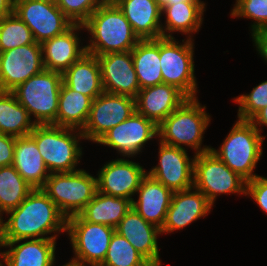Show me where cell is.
<instances>
[{
    "label": "cell",
    "mask_w": 267,
    "mask_h": 266,
    "mask_svg": "<svg viewBox=\"0 0 267 266\" xmlns=\"http://www.w3.org/2000/svg\"><path fill=\"white\" fill-rule=\"evenodd\" d=\"M6 214L7 221L0 219V241L57 239L55 233L66 232L67 218L41 188H34L17 208Z\"/></svg>",
    "instance_id": "cell-1"
},
{
    "label": "cell",
    "mask_w": 267,
    "mask_h": 266,
    "mask_svg": "<svg viewBox=\"0 0 267 266\" xmlns=\"http://www.w3.org/2000/svg\"><path fill=\"white\" fill-rule=\"evenodd\" d=\"M91 34L86 52L95 56L131 51L140 41L113 1L103 2L83 23Z\"/></svg>",
    "instance_id": "cell-2"
},
{
    "label": "cell",
    "mask_w": 267,
    "mask_h": 266,
    "mask_svg": "<svg viewBox=\"0 0 267 266\" xmlns=\"http://www.w3.org/2000/svg\"><path fill=\"white\" fill-rule=\"evenodd\" d=\"M205 109L197 97L186 99L158 125L159 140L182 149H185L183 146L190 147L196 151L195 155L210 151L209 146L201 147L203 134L211 120Z\"/></svg>",
    "instance_id": "cell-3"
},
{
    "label": "cell",
    "mask_w": 267,
    "mask_h": 266,
    "mask_svg": "<svg viewBox=\"0 0 267 266\" xmlns=\"http://www.w3.org/2000/svg\"><path fill=\"white\" fill-rule=\"evenodd\" d=\"M29 136L36 142L44 163L51 173L73 172L82 157L79 140L84 136L79 129L36 125Z\"/></svg>",
    "instance_id": "cell-4"
},
{
    "label": "cell",
    "mask_w": 267,
    "mask_h": 266,
    "mask_svg": "<svg viewBox=\"0 0 267 266\" xmlns=\"http://www.w3.org/2000/svg\"><path fill=\"white\" fill-rule=\"evenodd\" d=\"M265 137L249 120H237L219 149L211 150L232 171L246 181L254 179L253 171L260 161Z\"/></svg>",
    "instance_id": "cell-5"
},
{
    "label": "cell",
    "mask_w": 267,
    "mask_h": 266,
    "mask_svg": "<svg viewBox=\"0 0 267 266\" xmlns=\"http://www.w3.org/2000/svg\"><path fill=\"white\" fill-rule=\"evenodd\" d=\"M62 73L44 69L11 92L23 105L36 125L56 126Z\"/></svg>",
    "instance_id": "cell-6"
},
{
    "label": "cell",
    "mask_w": 267,
    "mask_h": 266,
    "mask_svg": "<svg viewBox=\"0 0 267 266\" xmlns=\"http://www.w3.org/2000/svg\"><path fill=\"white\" fill-rule=\"evenodd\" d=\"M69 218L78 215L98 191L97 177L84 169L73 172L51 173L41 188Z\"/></svg>",
    "instance_id": "cell-7"
},
{
    "label": "cell",
    "mask_w": 267,
    "mask_h": 266,
    "mask_svg": "<svg viewBox=\"0 0 267 266\" xmlns=\"http://www.w3.org/2000/svg\"><path fill=\"white\" fill-rule=\"evenodd\" d=\"M66 232L75 254L69 262L75 266H100L106 257L115 228L90 223L78 214L67 218Z\"/></svg>",
    "instance_id": "cell-8"
},
{
    "label": "cell",
    "mask_w": 267,
    "mask_h": 266,
    "mask_svg": "<svg viewBox=\"0 0 267 266\" xmlns=\"http://www.w3.org/2000/svg\"><path fill=\"white\" fill-rule=\"evenodd\" d=\"M186 40V41H185ZM194 40L160 38V66L163 83L177 87L188 98H196L197 82L194 64Z\"/></svg>",
    "instance_id": "cell-9"
},
{
    "label": "cell",
    "mask_w": 267,
    "mask_h": 266,
    "mask_svg": "<svg viewBox=\"0 0 267 266\" xmlns=\"http://www.w3.org/2000/svg\"><path fill=\"white\" fill-rule=\"evenodd\" d=\"M246 183L212 151L195 155L193 187L201 191L212 205L221 194L246 195Z\"/></svg>",
    "instance_id": "cell-10"
},
{
    "label": "cell",
    "mask_w": 267,
    "mask_h": 266,
    "mask_svg": "<svg viewBox=\"0 0 267 266\" xmlns=\"http://www.w3.org/2000/svg\"><path fill=\"white\" fill-rule=\"evenodd\" d=\"M13 12L30 28L37 43L64 33L74 24L54 0H14Z\"/></svg>",
    "instance_id": "cell-11"
},
{
    "label": "cell",
    "mask_w": 267,
    "mask_h": 266,
    "mask_svg": "<svg viewBox=\"0 0 267 266\" xmlns=\"http://www.w3.org/2000/svg\"><path fill=\"white\" fill-rule=\"evenodd\" d=\"M135 111L134 97L103 92L92 101L87 123L81 130L84 140L97 142Z\"/></svg>",
    "instance_id": "cell-12"
},
{
    "label": "cell",
    "mask_w": 267,
    "mask_h": 266,
    "mask_svg": "<svg viewBox=\"0 0 267 266\" xmlns=\"http://www.w3.org/2000/svg\"><path fill=\"white\" fill-rule=\"evenodd\" d=\"M158 137V126L136 111L124 122L107 131L96 143L111 147L125 157H133L144 145Z\"/></svg>",
    "instance_id": "cell-13"
},
{
    "label": "cell",
    "mask_w": 267,
    "mask_h": 266,
    "mask_svg": "<svg viewBox=\"0 0 267 266\" xmlns=\"http://www.w3.org/2000/svg\"><path fill=\"white\" fill-rule=\"evenodd\" d=\"M45 69L41 43L34 42L0 53V91H12Z\"/></svg>",
    "instance_id": "cell-14"
},
{
    "label": "cell",
    "mask_w": 267,
    "mask_h": 266,
    "mask_svg": "<svg viewBox=\"0 0 267 266\" xmlns=\"http://www.w3.org/2000/svg\"><path fill=\"white\" fill-rule=\"evenodd\" d=\"M159 144L158 165L147 174L173 192L192 188L195 154L189 158L186 149Z\"/></svg>",
    "instance_id": "cell-15"
},
{
    "label": "cell",
    "mask_w": 267,
    "mask_h": 266,
    "mask_svg": "<svg viewBox=\"0 0 267 266\" xmlns=\"http://www.w3.org/2000/svg\"><path fill=\"white\" fill-rule=\"evenodd\" d=\"M97 175L98 192L133 201L147 171L139 163L117 158L104 164Z\"/></svg>",
    "instance_id": "cell-16"
},
{
    "label": "cell",
    "mask_w": 267,
    "mask_h": 266,
    "mask_svg": "<svg viewBox=\"0 0 267 266\" xmlns=\"http://www.w3.org/2000/svg\"><path fill=\"white\" fill-rule=\"evenodd\" d=\"M104 92L136 97L140 87L131 51L97 56Z\"/></svg>",
    "instance_id": "cell-17"
},
{
    "label": "cell",
    "mask_w": 267,
    "mask_h": 266,
    "mask_svg": "<svg viewBox=\"0 0 267 266\" xmlns=\"http://www.w3.org/2000/svg\"><path fill=\"white\" fill-rule=\"evenodd\" d=\"M195 190V191H194ZM213 205L206 196L196 188L174 191L161 234L184 229L192 222L210 213Z\"/></svg>",
    "instance_id": "cell-18"
},
{
    "label": "cell",
    "mask_w": 267,
    "mask_h": 266,
    "mask_svg": "<svg viewBox=\"0 0 267 266\" xmlns=\"http://www.w3.org/2000/svg\"><path fill=\"white\" fill-rule=\"evenodd\" d=\"M115 231L127 241L152 265L161 266L157 237L160 228L146 221L133 207L121 219Z\"/></svg>",
    "instance_id": "cell-19"
},
{
    "label": "cell",
    "mask_w": 267,
    "mask_h": 266,
    "mask_svg": "<svg viewBox=\"0 0 267 266\" xmlns=\"http://www.w3.org/2000/svg\"><path fill=\"white\" fill-rule=\"evenodd\" d=\"M1 247L10 249L0 252V266H4L2 262L6 266H53L56 263V239L0 241Z\"/></svg>",
    "instance_id": "cell-20"
},
{
    "label": "cell",
    "mask_w": 267,
    "mask_h": 266,
    "mask_svg": "<svg viewBox=\"0 0 267 266\" xmlns=\"http://www.w3.org/2000/svg\"><path fill=\"white\" fill-rule=\"evenodd\" d=\"M186 99L188 97L177 87L162 83L139 90L135 97L136 112L158 126Z\"/></svg>",
    "instance_id": "cell-21"
},
{
    "label": "cell",
    "mask_w": 267,
    "mask_h": 266,
    "mask_svg": "<svg viewBox=\"0 0 267 266\" xmlns=\"http://www.w3.org/2000/svg\"><path fill=\"white\" fill-rule=\"evenodd\" d=\"M83 29V24H73L64 33L41 43L45 69L63 73L87 53L76 32Z\"/></svg>",
    "instance_id": "cell-22"
},
{
    "label": "cell",
    "mask_w": 267,
    "mask_h": 266,
    "mask_svg": "<svg viewBox=\"0 0 267 266\" xmlns=\"http://www.w3.org/2000/svg\"><path fill=\"white\" fill-rule=\"evenodd\" d=\"M138 200L132 201V207L148 222L162 228L173 191L156 181L148 174L142 179L136 191Z\"/></svg>",
    "instance_id": "cell-23"
},
{
    "label": "cell",
    "mask_w": 267,
    "mask_h": 266,
    "mask_svg": "<svg viewBox=\"0 0 267 266\" xmlns=\"http://www.w3.org/2000/svg\"><path fill=\"white\" fill-rule=\"evenodd\" d=\"M140 40L162 37V8L155 0H114Z\"/></svg>",
    "instance_id": "cell-24"
},
{
    "label": "cell",
    "mask_w": 267,
    "mask_h": 266,
    "mask_svg": "<svg viewBox=\"0 0 267 266\" xmlns=\"http://www.w3.org/2000/svg\"><path fill=\"white\" fill-rule=\"evenodd\" d=\"M205 6L204 1H184L164 6L161 14H165L166 21L161 25L162 37L173 38V32H182V35L186 34L188 39H192L189 34L200 30Z\"/></svg>",
    "instance_id": "cell-25"
},
{
    "label": "cell",
    "mask_w": 267,
    "mask_h": 266,
    "mask_svg": "<svg viewBox=\"0 0 267 266\" xmlns=\"http://www.w3.org/2000/svg\"><path fill=\"white\" fill-rule=\"evenodd\" d=\"M13 166L33 188H42L50 175L36 142L29 135L16 137Z\"/></svg>",
    "instance_id": "cell-26"
},
{
    "label": "cell",
    "mask_w": 267,
    "mask_h": 266,
    "mask_svg": "<svg viewBox=\"0 0 267 266\" xmlns=\"http://www.w3.org/2000/svg\"><path fill=\"white\" fill-rule=\"evenodd\" d=\"M62 82L92 100L104 92L101 68L97 56L85 53L62 73Z\"/></svg>",
    "instance_id": "cell-27"
},
{
    "label": "cell",
    "mask_w": 267,
    "mask_h": 266,
    "mask_svg": "<svg viewBox=\"0 0 267 266\" xmlns=\"http://www.w3.org/2000/svg\"><path fill=\"white\" fill-rule=\"evenodd\" d=\"M140 89L163 83L160 66V38L140 40L131 50Z\"/></svg>",
    "instance_id": "cell-28"
},
{
    "label": "cell",
    "mask_w": 267,
    "mask_h": 266,
    "mask_svg": "<svg viewBox=\"0 0 267 266\" xmlns=\"http://www.w3.org/2000/svg\"><path fill=\"white\" fill-rule=\"evenodd\" d=\"M131 207L132 201L129 199L109 196L97 191L79 215L90 223L105 224L116 228Z\"/></svg>",
    "instance_id": "cell-29"
},
{
    "label": "cell",
    "mask_w": 267,
    "mask_h": 266,
    "mask_svg": "<svg viewBox=\"0 0 267 266\" xmlns=\"http://www.w3.org/2000/svg\"><path fill=\"white\" fill-rule=\"evenodd\" d=\"M92 101L89 96L74 91L62 82L56 126L82 130L87 123Z\"/></svg>",
    "instance_id": "cell-30"
},
{
    "label": "cell",
    "mask_w": 267,
    "mask_h": 266,
    "mask_svg": "<svg viewBox=\"0 0 267 266\" xmlns=\"http://www.w3.org/2000/svg\"><path fill=\"white\" fill-rule=\"evenodd\" d=\"M36 124L27 109L10 91H0V133L14 137L29 135Z\"/></svg>",
    "instance_id": "cell-31"
},
{
    "label": "cell",
    "mask_w": 267,
    "mask_h": 266,
    "mask_svg": "<svg viewBox=\"0 0 267 266\" xmlns=\"http://www.w3.org/2000/svg\"><path fill=\"white\" fill-rule=\"evenodd\" d=\"M33 189L13 165L0 167V219L17 208Z\"/></svg>",
    "instance_id": "cell-32"
},
{
    "label": "cell",
    "mask_w": 267,
    "mask_h": 266,
    "mask_svg": "<svg viewBox=\"0 0 267 266\" xmlns=\"http://www.w3.org/2000/svg\"><path fill=\"white\" fill-rule=\"evenodd\" d=\"M100 266H152L122 235L114 232Z\"/></svg>",
    "instance_id": "cell-33"
},
{
    "label": "cell",
    "mask_w": 267,
    "mask_h": 266,
    "mask_svg": "<svg viewBox=\"0 0 267 266\" xmlns=\"http://www.w3.org/2000/svg\"><path fill=\"white\" fill-rule=\"evenodd\" d=\"M34 42L30 28L14 12L0 19V52Z\"/></svg>",
    "instance_id": "cell-34"
},
{
    "label": "cell",
    "mask_w": 267,
    "mask_h": 266,
    "mask_svg": "<svg viewBox=\"0 0 267 266\" xmlns=\"http://www.w3.org/2000/svg\"><path fill=\"white\" fill-rule=\"evenodd\" d=\"M230 16L253 19L251 33L267 29V0H236Z\"/></svg>",
    "instance_id": "cell-35"
},
{
    "label": "cell",
    "mask_w": 267,
    "mask_h": 266,
    "mask_svg": "<svg viewBox=\"0 0 267 266\" xmlns=\"http://www.w3.org/2000/svg\"><path fill=\"white\" fill-rule=\"evenodd\" d=\"M239 104V120H250L258 111L267 106V80L255 86L249 94H243L233 100Z\"/></svg>",
    "instance_id": "cell-36"
},
{
    "label": "cell",
    "mask_w": 267,
    "mask_h": 266,
    "mask_svg": "<svg viewBox=\"0 0 267 266\" xmlns=\"http://www.w3.org/2000/svg\"><path fill=\"white\" fill-rule=\"evenodd\" d=\"M62 12L74 23L83 24L103 3L102 0H54Z\"/></svg>",
    "instance_id": "cell-37"
},
{
    "label": "cell",
    "mask_w": 267,
    "mask_h": 266,
    "mask_svg": "<svg viewBox=\"0 0 267 266\" xmlns=\"http://www.w3.org/2000/svg\"><path fill=\"white\" fill-rule=\"evenodd\" d=\"M252 197L253 201L267 213V177L256 176L246 183V196Z\"/></svg>",
    "instance_id": "cell-38"
},
{
    "label": "cell",
    "mask_w": 267,
    "mask_h": 266,
    "mask_svg": "<svg viewBox=\"0 0 267 266\" xmlns=\"http://www.w3.org/2000/svg\"><path fill=\"white\" fill-rule=\"evenodd\" d=\"M16 137L0 133V167L13 165Z\"/></svg>",
    "instance_id": "cell-39"
},
{
    "label": "cell",
    "mask_w": 267,
    "mask_h": 266,
    "mask_svg": "<svg viewBox=\"0 0 267 266\" xmlns=\"http://www.w3.org/2000/svg\"><path fill=\"white\" fill-rule=\"evenodd\" d=\"M251 34L258 54L267 62V29L259 30Z\"/></svg>",
    "instance_id": "cell-40"
},
{
    "label": "cell",
    "mask_w": 267,
    "mask_h": 266,
    "mask_svg": "<svg viewBox=\"0 0 267 266\" xmlns=\"http://www.w3.org/2000/svg\"><path fill=\"white\" fill-rule=\"evenodd\" d=\"M260 132L262 128H258V125L267 126V106L258 111L250 120H249Z\"/></svg>",
    "instance_id": "cell-41"
},
{
    "label": "cell",
    "mask_w": 267,
    "mask_h": 266,
    "mask_svg": "<svg viewBox=\"0 0 267 266\" xmlns=\"http://www.w3.org/2000/svg\"><path fill=\"white\" fill-rule=\"evenodd\" d=\"M14 0H0V19L13 13Z\"/></svg>",
    "instance_id": "cell-42"
},
{
    "label": "cell",
    "mask_w": 267,
    "mask_h": 266,
    "mask_svg": "<svg viewBox=\"0 0 267 266\" xmlns=\"http://www.w3.org/2000/svg\"><path fill=\"white\" fill-rule=\"evenodd\" d=\"M157 2V4L163 8L166 5H170V4H176L179 2H184V1H201V0H155Z\"/></svg>",
    "instance_id": "cell-43"
},
{
    "label": "cell",
    "mask_w": 267,
    "mask_h": 266,
    "mask_svg": "<svg viewBox=\"0 0 267 266\" xmlns=\"http://www.w3.org/2000/svg\"><path fill=\"white\" fill-rule=\"evenodd\" d=\"M63 266H75V265L71 262H68V263L64 264Z\"/></svg>",
    "instance_id": "cell-44"
},
{
    "label": "cell",
    "mask_w": 267,
    "mask_h": 266,
    "mask_svg": "<svg viewBox=\"0 0 267 266\" xmlns=\"http://www.w3.org/2000/svg\"><path fill=\"white\" fill-rule=\"evenodd\" d=\"M103 2H108V1H114V0H102Z\"/></svg>",
    "instance_id": "cell-45"
}]
</instances>
